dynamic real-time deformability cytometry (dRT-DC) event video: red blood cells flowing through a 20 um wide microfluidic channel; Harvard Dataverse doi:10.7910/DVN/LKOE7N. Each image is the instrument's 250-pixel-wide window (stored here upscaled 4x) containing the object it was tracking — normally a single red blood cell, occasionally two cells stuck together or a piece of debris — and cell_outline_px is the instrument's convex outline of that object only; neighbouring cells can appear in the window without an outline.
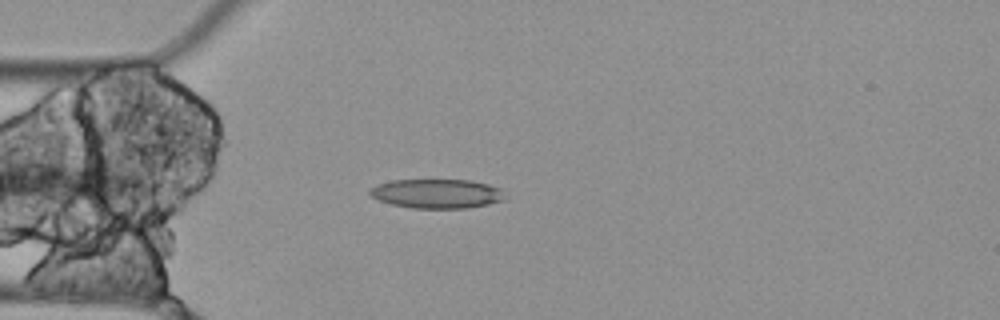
{"species": "Egyptian fruit bat (a non-hibernating species)", "species_latin": "Rousettus aegyptiacus", "temperature_condition": "cold", "stored_images_in_passage": 4, "camera_frame_rate_fps": 3000, "um_per_image_px": 0.085, "animal": {"sex": "female"}, "frame": {"image": 1, "passage_image": 4, "time_ms": 1.0, "image_size_px": [1000, 320], "cell_outline_px": [[504, 200], [488, 204], [468, 208], [412, 208], [392, 204], [380, 200], [372, 196], [368, 192], [376, 184], [392, 180], [468, 180], [488, 184], [500, 188]], "centroid_in_image_um": [37.12, 16.46], "position_along_channel_um": 47.9, "area_um2": 22.83}}